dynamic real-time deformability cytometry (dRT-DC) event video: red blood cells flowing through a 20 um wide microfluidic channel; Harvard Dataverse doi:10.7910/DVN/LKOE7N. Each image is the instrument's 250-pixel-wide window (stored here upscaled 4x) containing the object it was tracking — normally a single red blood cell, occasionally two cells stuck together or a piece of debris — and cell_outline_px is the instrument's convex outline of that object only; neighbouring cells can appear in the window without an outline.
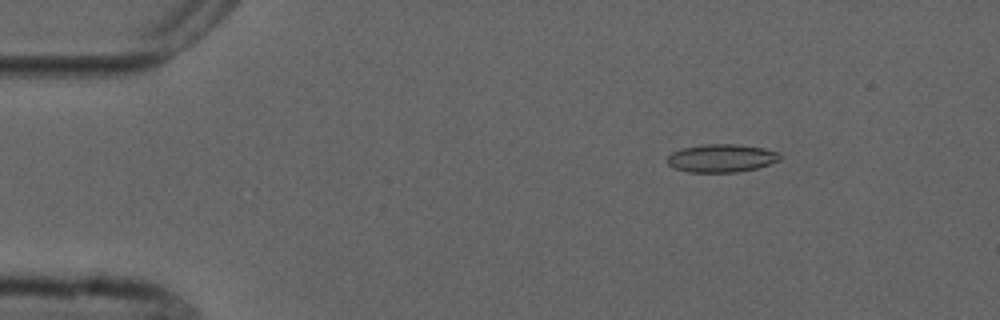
{"species": "common noctule bat (a hibernating species)", "species_latin": "Nyctalus noctula", "temperature_condition": "cold", "stored_images_in_passage": 6, "camera_frame_rate_fps": 3000, "um_per_image_px": 0.085, "animal": {"sex": "male", "forearm_length_mm": 52.5}, "frame": {"image": 1, "passage_image": 2, "time_ms": 1.333, "image_size_px": [1000, 320], "cell_outline_px": [[780, 160], [756, 168], [736, 172], [688, 172], [676, 168], [668, 164], [668, 156], [672, 152], [684, 148], [704, 144], [740, 144], [764, 148], [780, 152]], "centroid_in_image_um": [61.35, 13.43], "position_along_channel_um": 23.6, "area_um2": 18.32}}
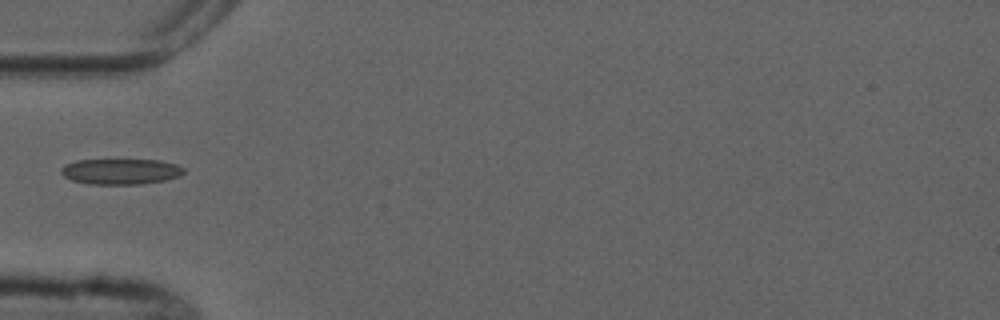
{"frame": {"image": 2, "passage_image": 5, "time_ms": 4.667, "image_size_px": [1000, 320], "cell_outline_px": [[184, 172], [180, 176], [164, 180], [140, 184], [88, 184], [72, 180], [64, 176], [60, 172], [60, 168], [76, 160], [160, 160], [176, 164], [184, 168]], "centroid_in_image_um": [10.26, 14.58], "position_along_channel_um": 74.7, "area_um2": 18.26}}
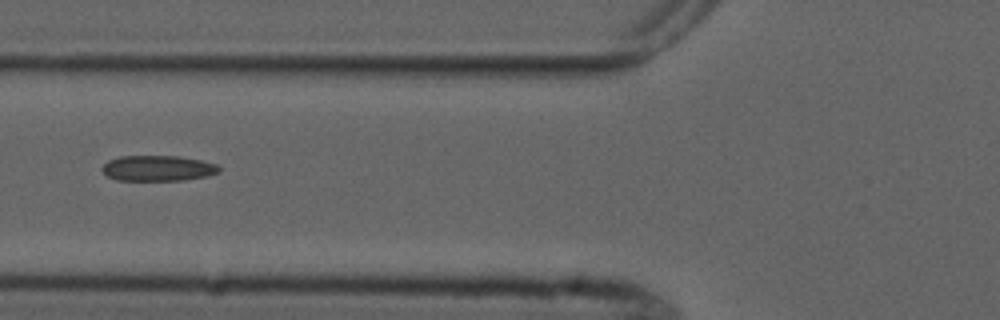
{"frame": {"image": 3, "passage_image": 6, "time_ms": 5.667, "image_size_px": [1000, 320], "cell_outline_px": [[220, 172], [208, 176], [184, 180], [116, 180], [108, 176], [100, 168], [108, 160], [120, 156], [176, 156], [200, 160], [216, 164], [220, 168]], "centroid_in_image_um": [13.42, 14.3], "position_along_channel_um": 112.4, "area_um2": 17.4}}